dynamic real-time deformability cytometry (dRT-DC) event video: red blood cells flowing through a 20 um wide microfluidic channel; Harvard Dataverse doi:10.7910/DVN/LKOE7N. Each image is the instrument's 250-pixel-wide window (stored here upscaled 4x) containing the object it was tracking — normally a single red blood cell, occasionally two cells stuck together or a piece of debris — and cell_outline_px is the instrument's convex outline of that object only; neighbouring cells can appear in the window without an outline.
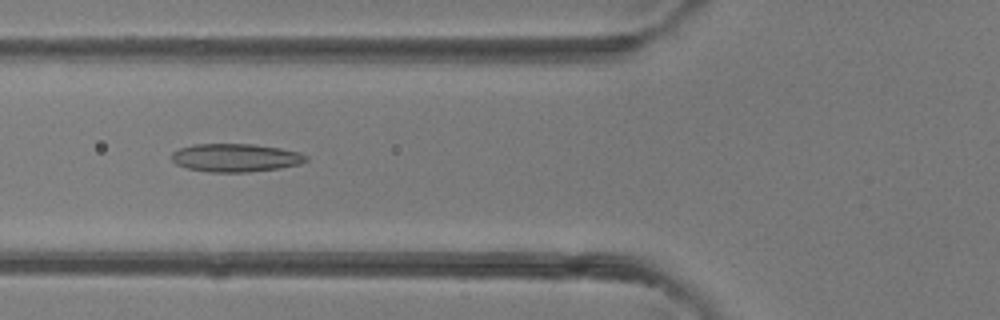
{"species": "common noctule bat (a hibernating species)", "species_latin": "Nyctalus noctula", "temperature_condition": "room temperature", "stored_images_in_passage": 32, "camera_frame_rate_fps": 3000, "um_per_image_px": 0.085, "animal": {"sex": "female"}, "frame": {"image": 1, "passage_image": 6, "time_ms": 1.667, "image_size_px": [1000, 320], "cell_outline_px": [[308, 160], [300, 164], [280, 168], [248, 172], [208, 172], [188, 168], [176, 164], [172, 160], [172, 152], [180, 148], [192, 144], [252, 144], [280, 148], [300, 152], [308, 156]], "centroid_in_image_um": [20.04, 13.4], "position_along_channel_um": 105.8, "area_um2": 22.14}}
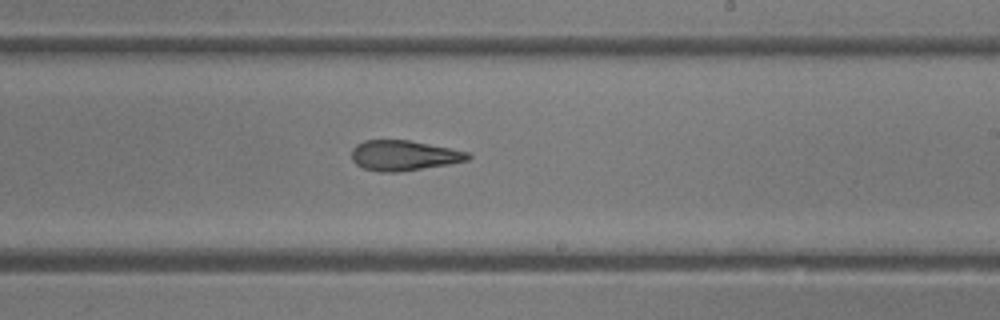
{"frame": {"image": 2, "passage_image": 15, "time_ms": 4.667, "image_size_px": [1000, 320], "cell_outline_px": [[472, 156], [468, 160], [448, 164], [396, 172], [380, 172], [364, 168], [356, 164], [352, 160], [352, 148], [356, 144], [364, 140], [408, 140], [468, 152]], "centroid_in_image_um": [34.28, 13.21], "position_along_channel_um": 254.7, "area_um2": 20.23}}
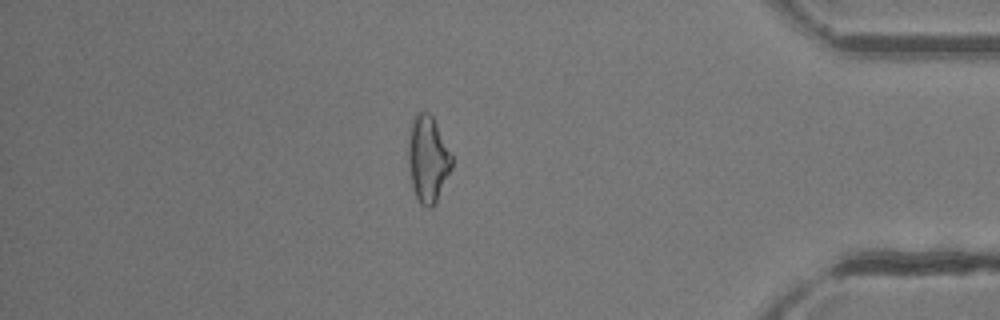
{"frame": {"image": 3, "passage_image": 26, "time_ms": 8.333, "image_size_px": [1000, 320], "cell_outline_px": [[452, 168], [436, 204], [432, 208], [428, 208], [420, 204], [412, 188], [408, 160], [408, 136], [412, 120], [416, 112], [428, 112], [432, 116], [452, 156]], "centroid_in_image_um": [36.36, 13.55], "position_along_channel_um": 398.8, "area_um2": 22.02}}